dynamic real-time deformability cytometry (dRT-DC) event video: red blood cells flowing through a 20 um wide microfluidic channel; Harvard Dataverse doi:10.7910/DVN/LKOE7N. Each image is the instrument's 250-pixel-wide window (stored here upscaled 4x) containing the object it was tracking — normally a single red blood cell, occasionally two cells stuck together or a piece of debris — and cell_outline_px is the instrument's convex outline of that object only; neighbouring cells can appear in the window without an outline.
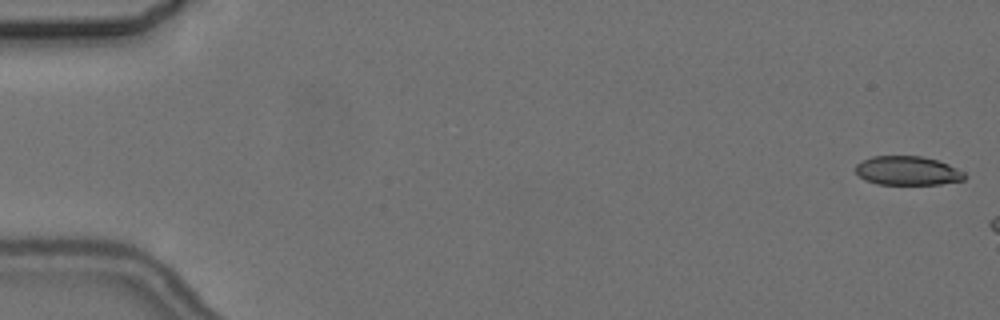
{"species": "common noctule bat (a hibernating species)", "species_latin": "Nyctalus noctula", "temperature_condition": "cold", "stored_images_in_passage": 4, "camera_frame_rate_fps": 3000, "um_per_image_px": 0.085, "animal": {"sex": "female", "body_mass_g": 24.6, "forearm_length_mm": 56.2}, "frame": {"image": 1, "passage_image": 1, "time_ms": 0.0, "image_size_px": [1000, 320], "cell_outline_px": [[964, 180], [940, 184], [876, 184], [864, 180], [856, 172], [856, 164], [872, 156], [920, 156], [936, 160], [948, 164], [964, 172]], "centroid_in_image_um": [77.12, 14.51], "position_along_channel_um": 7.9, "area_um2": 18.26}}